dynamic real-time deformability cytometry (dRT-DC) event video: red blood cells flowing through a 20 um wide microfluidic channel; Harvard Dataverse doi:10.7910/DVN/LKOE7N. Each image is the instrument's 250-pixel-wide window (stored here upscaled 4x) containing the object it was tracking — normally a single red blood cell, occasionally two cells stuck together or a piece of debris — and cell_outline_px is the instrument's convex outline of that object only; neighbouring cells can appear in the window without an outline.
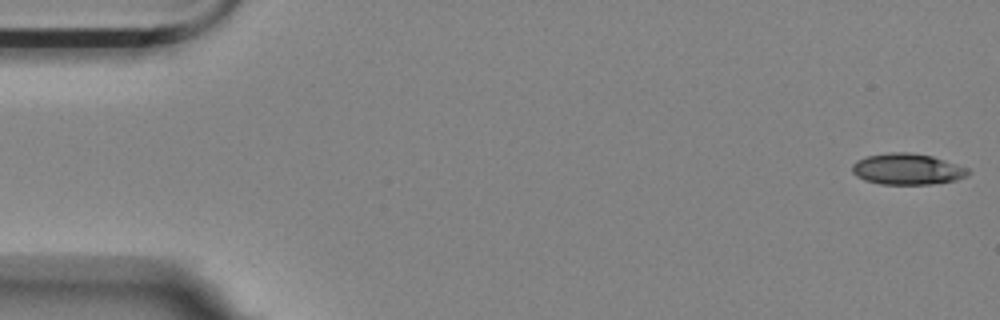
{"species": "Egyptian fruit bat (a non-hibernating species)", "species_latin": "Rousettus aegyptiacus", "temperature_condition": "room temperature", "stored_images_in_passage": 13, "camera_frame_rate_fps": 3000, "um_per_image_px": 0.085, "animal": {"sex": "female"}, "frame": {"image": 1, "passage_image": 1, "time_ms": 0.0, "image_size_px": [1000, 320], "cell_outline_px": [[972, 172], [968, 176], [956, 180], [932, 184], [880, 184], [864, 180], [856, 176], [852, 172], [852, 164], [856, 160], [868, 156], [888, 152], [908, 152], [932, 156], [968, 168]], "centroid_in_image_um": [77.12, 14.38], "position_along_channel_um": 7.9, "area_um2": 21.15}}